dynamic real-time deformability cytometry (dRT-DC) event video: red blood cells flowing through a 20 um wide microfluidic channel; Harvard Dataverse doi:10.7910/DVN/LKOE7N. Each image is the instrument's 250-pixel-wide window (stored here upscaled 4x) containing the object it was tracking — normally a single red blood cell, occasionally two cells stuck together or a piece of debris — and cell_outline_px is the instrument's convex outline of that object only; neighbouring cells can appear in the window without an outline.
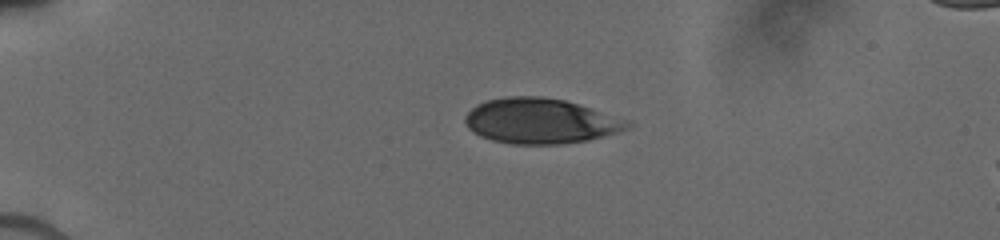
{"species": "human", "species_latin": "Homo sapiens", "temperature_condition": "cold", "stored_images_in_passage": 4, "camera_frame_rate_fps": 3000, "um_per_image_px": 0.085, "donor": {"sex": "male"}, "frame": {"image": 1, "passage_image": 1, "time_ms": 0.0, "image_size_px": [1000, 240], "cell_outline_px": [[632, 128], [604, 136], [588, 140], [560, 144], [512, 144], [492, 140], [480, 136], [472, 132], [464, 124], [464, 116], [476, 104], [488, 100], [504, 96], [540, 96], [564, 100], [632, 120]], "centroid_in_image_um": [45.96, 10.28], "position_along_channel_um": 39.0, "area_um2": 43.23}}
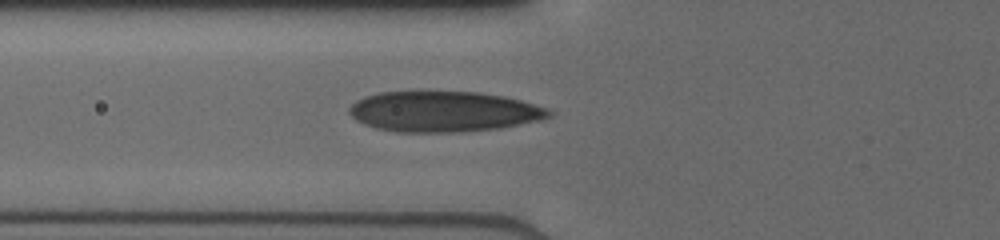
{"frame": {"image": 2, "passage_image": 4, "time_ms": 2.667, "image_size_px": [1000, 240], "cell_outline_px": [[552, 116], [540, 120], [500, 128], [460, 132], [396, 132], [376, 128], [364, 124], [356, 120], [348, 112], [348, 108], [356, 100], [364, 96], [380, 92], [476, 92], [504, 96], [520, 100], [548, 108], [552, 112]], "centroid_in_image_um": [37.7, 9.49], "position_along_channel_um": 88.1, "area_um2": 47.22}}